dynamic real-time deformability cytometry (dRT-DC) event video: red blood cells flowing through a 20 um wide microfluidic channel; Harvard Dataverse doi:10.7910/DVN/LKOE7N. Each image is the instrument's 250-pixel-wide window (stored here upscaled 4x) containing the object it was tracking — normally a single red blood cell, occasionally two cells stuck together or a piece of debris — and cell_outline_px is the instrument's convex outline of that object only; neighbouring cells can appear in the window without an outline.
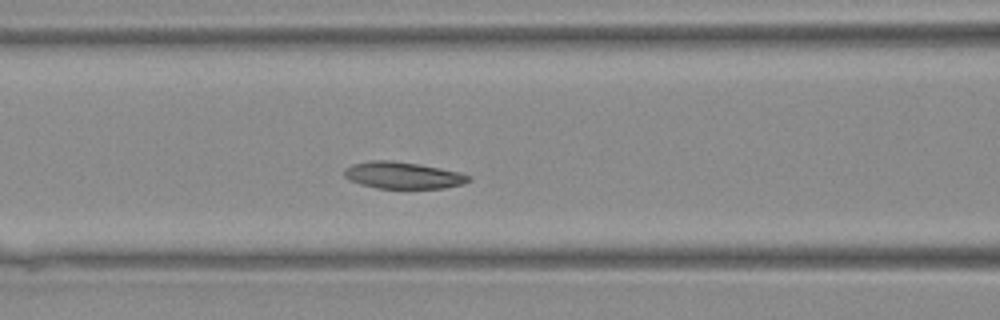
{"species": "Egyptian fruit bat (a non-hibernating species)", "species_latin": "Rousettus aegyptiacus", "temperature_condition": "warm", "stored_images_in_passage": 31, "camera_frame_rate_fps": 3000, "um_per_image_px": 0.085, "animal": {"sex": "female"}, "frame": {"image": 1, "passage_image": 6, "time_ms": 1.667, "image_size_px": [1000, 320], "cell_outline_px": [[472, 180], [464, 184], [444, 188], [376, 188], [360, 184], [348, 180], [344, 176], [344, 168], [352, 164], [372, 160], [392, 160], [440, 168], [460, 172], [472, 176]], "centroid_in_image_um": [34.25, 14.9], "position_along_channel_um": 132.3, "area_um2": 19.54}}
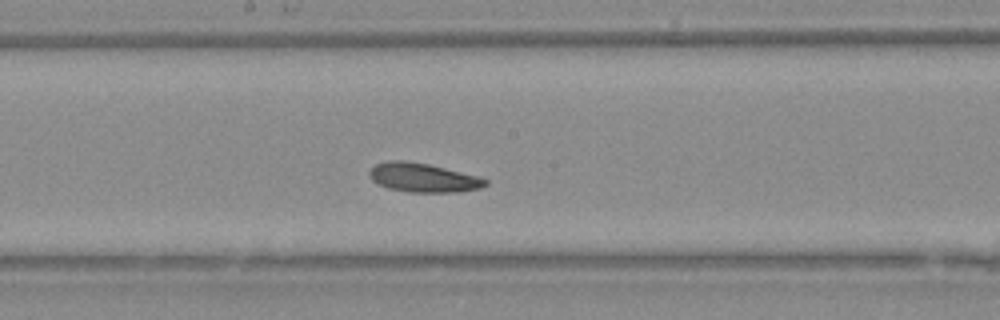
{"frame": {"image": 2, "passage_image": 11, "time_ms": 3.333, "image_size_px": [1000, 320], "cell_outline_px": [[488, 184], [480, 188], [460, 192], [408, 192], [388, 188], [376, 184], [372, 180], [368, 172], [376, 164], [388, 160], [404, 160], [428, 164], [480, 176], [488, 180]], "centroid_in_image_um": [35.97, 15.1], "position_along_channel_um": 212.2, "area_um2": 19.77}}
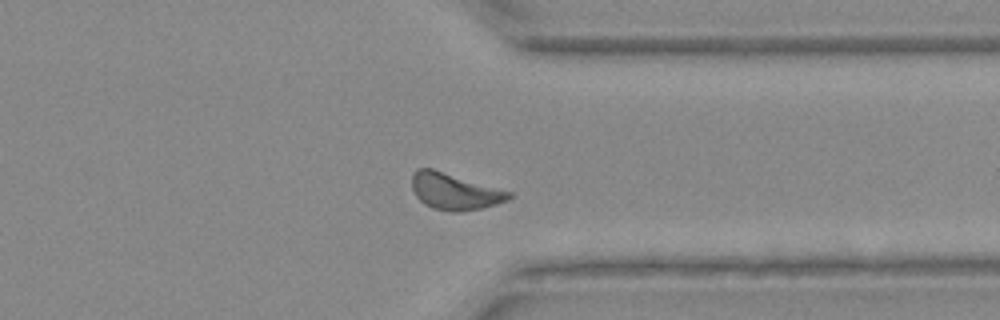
{"frame": {"image": 3, "passage_image": 21, "time_ms": 6.667, "image_size_px": [1000, 320], "cell_outline_px": [[512, 196], [508, 200], [496, 204], [480, 208], [460, 212], [452, 212], [432, 208], [424, 204], [416, 196], [412, 188], [412, 176], [416, 168], [432, 168], [512, 192]], "centroid_in_image_um": [38.62, 16.27], "position_along_channel_um": 372.8, "area_um2": 20.58}}